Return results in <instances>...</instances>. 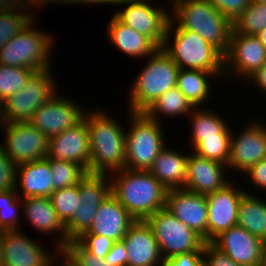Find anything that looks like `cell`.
<instances>
[{
	"label": "cell",
	"mask_w": 266,
	"mask_h": 266,
	"mask_svg": "<svg viewBox=\"0 0 266 266\" xmlns=\"http://www.w3.org/2000/svg\"><path fill=\"white\" fill-rule=\"evenodd\" d=\"M107 114L102 109H93L83 115L91 150L88 173L109 175L126 165V131L116 118Z\"/></svg>",
	"instance_id": "6da1fadb"
},
{
	"label": "cell",
	"mask_w": 266,
	"mask_h": 266,
	"mask_svg": "<svg viewBox=\"0 0 266 266\" xmlns=\"http://www.w3.org/2000/svg\"><path fill=\"white\" fill-rule=\"evenodd\" d=\"M112 174L111 194L135 220L145 221L166 206L167 189L149 171L124 168Z\"/></svg>",
	"instance_id": "7a4b0ae2"
},
{
	"label": "cell",
	"mask_w": 266,
	"mask_h": 266,
	"mask_svg": "<svg viewBox=\"0 0 266 266\" xmlns=\"http://www.w3.org/2000/svg\"><path fill=\"white\" fill-rule=\"evenodd\" d=\"M171 4L172 19L181 28L198 33L223 55L227 53L232 22L208 0H171Z\"/></svg>",
	"instance_id": "3957f363"
},
{
	"label": "cell",
	"mask_w": 266,
	"mask_h": 266,
	"mask_svg": "<svg viewBox=\"0 0 266 266\" xmlns=\"http://www.w3.org/2000/svg\"><path fill=\"white\" fill-rule=\"evenodd\" d=\"M172 33H174L173 36ZM170 36L173 37V41ZM162 49L179 69L224 72V55L198 33L181 28L172 19V16L166 30Z\"/></svg>",
	"instance_id": "277c9868"
},
{
	"label": "cell",
	"mask_w": 266,
	"mask_h": 266,
	"mask_svg": "<svg viewBox=\"0 0 266 266\" xmlns=\"http://www.w3.org/2000/svg\"><path fill=\"white\" fill-rule=\"evenodd\" d=\"M148 58L130 87L128 107L131 112H144L163 93L176 86L179 67L170 56L158 48Z\"/></svg>",
	"instance_id": "5b68a950"
},
{
	"label": "cell",
	"mask_w": 266,
	"mask_h": 266,
	"mask_svg": "<svg viewBox=\"0 0 266 266\" xmlns=\"http://www.w3.org/2000/svg\"><path fill=\"white\" fill-rule=\"evenodd\" d=\"M129 113L126 131V169L149 171L159 152L166 146L160 122L149 118L144 112Z\"/></svg>",
	"instance_id": "8992f818"
},
{
	"label": "cell",
	"mask_w": 266,
	"mask_h": 266,
	"mask_svg": "<svg viewBox=\"0 0 266 266\" xmlns=\"http://www.w3.org/2000/svg\"><path fill=\"white\" fill-rule=\"evenodd\" d=\"M32 19L25 28L0 48V64L34 72L51 68L53 36L35 28ZM50 60V61H49Z\"/></svg>",
	"instance_id": "52a82bcc"
},
{
	"label": "cell",
	"mask_w": 266,
	"mask_h": 266,
	"mask_svg": "<svg viewBox=\"0 0 266 266\" xmlns=\"http://www.w3.org/2000/svg\"><path fill=\"white\" fill-rule=\"evenodd\" d=\"M152 229L162 258L191 251H203L204 240L166 207L145 220Z\"/></svg>",
	"instance_id": "ba28073f"
},
{
	"label": "cell",
	"mask_w": 266,
	"mask_h": 266,
	"mask_svg": "<svg viewBox=\"0 0 266 266\" xmlns=\"http://www.w3.org/2000/svg\"><path fill=\"white\" fill-rule=\"evenodd\" d=\"M52 73L51 68L34 72L22 89L4 101L7 122L29 121L57 93Z\"/></svg>",
	"instance_id": "9c48e42d"
},
{
	"label": "cell",
	"mask_w": 266,
	"mask_h": 266,
	"mask_svg": "<svg viewBox=\"0 0 266 266\" xmlns=\"http://www.w3.org/2000/svg\"><path fill=\"white\" fill-rule=\"evenodd\" d=\"M119 4L124 7L126 5V8L117 10L114 15L122 23L149 37L162 48L171 18L170 12L161 6L154 7L151 0H122Z\"/></svg>",
	"instance_id": "30bf717a"
},
{
	"label": "cell",
	"mask_w": 266,
	"mask_h": 266,
	"mask_svg": "<svg viewBox=\"0 0 266 266\" xmlns=\"http://www.w3.org/2000/svg\"><path fill=\"white\" fill-rule=\"evenodd\" d=\"M0 147L16 165L45 159L49 138L27 122H8Z\"/></svg>",
	"instance_id": "8fae6325"
},
{
	"label": "cell",
	"mask_w": 266,
	"mask_h": 266,
	"mask_svg": "<svg viewBox=\"0 0 266 266\" xmlns=\"http://www.w3.org/2000/svg\"><path fill=\"white\" fill-rule=\"evenodd\" d=\"M266 63V49L257 35H247L232 30L229 49L224 55V75L251 77Z\"/></svg>",
	"instance_id": "7c38bea8"
},
{
	"label": "cell",
	"mask_w": 266,
	"mask_h": 266,
	"mask_svg": "<svg viewBox=\"0 0 266 266\" xmlns=\"http://www.w3.org/2000/svg\"><path fill=\"white\" fill-rule=\"evenodd\" d=\"M1 252L2 266H51L61 257L58 249L52 255L21 229L3 231Z\"/></svg>",
	"instance_id": "4fadbf2b"
},
{
	"label": "cell",
	"mask_w": 266,
	"mask_h": 266,
	"mask_svg": "<svg viewBox=\"0 0 266 266\" xmlns=\"http://www.w3.org/2000/svg\"><path fill=\"white\" fill-rule=\"evenodd\" d=\"M56 93L47 103L40 106L29 122L49 139L66 129L74 127L83 119L85 110L73 99L58 97Z\"/></svg>",
	"instance_id": "5bb4252c"
},
{
	"label": "cell",
	"mask_w": 266,
	"mask_h": 266,
	"mask_svg": "<svg viewBox=\"0 0 266 266\" xmlns=\"http://www.w3.org/2000/svg\"><path fill=\"white\" fill-rule=\"evenodd\" d=\"M230 181L224 188L205 196L208 204V243L222 232L237 225L238 207L246 192Z\"/></svg>",
	"instance_id": "9a60e30c"
},
{
	"label": "cell",
	"mask_w": 266,
	"mask_h": 266,
	"mask_svg": "<svg viewBox=\"0 0 266 266\" xmlns=\"http://www.w3.org/2000/svg\"><path fill=\"white\" fill-rule=\"evenodd\" d=\"M250 124L240 134L230 138L228 169L246 172L252 165L266 158V125L259 122Z\"/></svg>",
	"instance_id": "2e32d148"
},
{
	"label": "cell",
	"mask_w": 266,
	"mask_h": 266,
	"mask_svg": "<svg viewBox=\"0 0 266 266\" xmlns=\"http://www.w3.org/2000/svg\"><path fill=\"white\" fill-rule=\"evenodd\" d=\"M165 207L208 243V204L205 195L185 189H171L167 191Z\"/></svg>",
	"instance_id": "e0dca14e"
},
{
	"label": "cell",
	"mask_w": 266,
	"mask_h": 266,
	"mask_svg": "<svg viewBox=\"0 0 266 266\" xmlns=\"http://www.w3.org/2000/svg\"><path fill=\"white\" fill-rule=\"evenodd\" d=\"M242 266H261L264 241L239 225L232 226L210 242Z\"/></svg>",
	"instance_id": "ac0fdd59"
},
{
	"label": "cell",
	"mask_w": 266,
	"mask_h": 266,
	"mask_svg": "<svg viewBox=\"0 0 266 266\" xmlns=\"http://www.w3.org/2000/svg\"><path fill=\"white\" fill-rule=\"evenodd\" d=\"M90 156L89 132L84 119L49 139L46 159L71 161L88 171Z\"/></svg>",
	"instance_id": "d6986e66"
},
{
	"label": "cell",
	"mask_w": 266,
	"mask_h": 266,
	"mask_svg": "<svg viewBox=\"0 0 266 266\" xmlns=\"http://www.w3.org/2000/svg\"><path fill=\"white\" fill-rule=\"evenodd\" d=\"M226 169L227 165L198 156L192 151L188 154L184 189L205 196L220 190L230 183L224 174Z\"/></svg>",
	"instance_id": "ffe728a7"
},
{
	"label": "cell",
	"mask_w": 266,
	"mask_h": 266,
	"mask_svg": "<svg viewBox=\"0 0 266 266\" xmlns=\"http://www.w3.org/2000/svg\"><path fill=\"white\" fill-rule=\"evenodd\" d=\"M127 252V266H162L157 240L146 221L136 220L122 239Z\"/></svg>",
	"instance_id": "44dd1931"
},
{
	"label": "cell",
	"mask_w": 266,
	"mask_h": 266,
	"mask_svg": "<svg viewBox=\"0 0 266 266\" xmlns=\"http://www.w3.org/2000/svg\"><path fill=\"white\" fill-rule=\"evenodd\" d=\"M22 208L25 220L30 223L39 233L59 234L56 249L61 251L70 241L67 238L66 228L59 219L50 197H27L22 200Z\"/></svg>",
	"instance_id": "7402d4cb"
},
{
	"label": "cell",
	"mask_w": 266,
	"mask_h": 266,
	"mask_svg": "<svg viewBox=\"0 0 266 266\" xmlns=\"http://www.w3.org/2000/svg\"><path fill=\"white\" fill-rule=\"evenodd\" d=\"M135 221L119 201L110 194L101 203L91 227L86 232L105 236L115 242L121 241Z\"/></svg>",
	"instance_id": "603a6c76"
},
{
	"label": "cell",
	"mask_w": 266,
	"mask_h": 266,
	"mask_svg": "<svg viewBox=\"0 0 266 266\" xmlns=\"http://www.w3.org/2000/svg\"><path fill=\"white\" fill-rule=\"evenodd\" d=\"M188 154L165 146L153 162L149 172L168 190L184 189Z\"/></svg>",
	"instance_id": "cb8c5ba5"
},
{
	"label": "cell",
	"mask_w": 266,
	"mask_h": 266,
	"mask_svg": "<svg viewBox=\"0 0 266 266\" xmlns=\"http://www.w3.org/2000/svg\"><path fill=\"white\" fill-rule=\"evenodd\" d=\"M19 178V179H18ZM15 190L23 198L50 197L52 193V177L49 167V159H40L33 162L17 165Z\"/></svg>",
	"instance_id": "d4e9b609"
},
{
	"label": "cell",
	"mask_w": 266,
	"mask_h": 266,
	"mask_svg": "<svg viewBox=\"0 0 266 266\" xmlns=\"http://www.w3.org/2000/svg\"><path fill=\"white\" fill-rule=\"evenodd\" d=\"M106 31L110 42L129 57L147 58L159 48L149 37L122 23L115 15L112 16Z\"/></svg>",
	"instance_id": "484cf974"
},
{
	"label": "cell",
	"mask_w": 266,
	"mask_h": 266,
	"mask_svg": "<svg viewBox=\"0 0 266 266\" xmlns=\"http://www.w3.org/2000/svg\"><path fill=\"white\" fill-rule=\"evenodd\" d=\"M226 77L224 72H206L198 69H179L176 87L195 108L202 107L211 93V76Z\"/></svg>",
	"instance_id": "4316f807"
},
{
	"label": "cell",
	"mask_w": 266,
	"mask_h": 266,
	"mask_svg": "<svg viewBox=\"0 0 266 266\" xmlns=\"http://www.w3.org/2000/svg\"><path fill=\"white\" fill-rule=\"evenodd\" d=\"M191 118V147L194 149L202 140L211 137H231L229 129L223 117L213 110L195 108L189 115Z\"/></svg>",
	"instance_id": "83f0119b"
},
{
	"label": "cell",
	"mask_w": 266,
	"mask_h": 266,
	"mask_svg": "<svg viewBox=\"0 0 266 266\" xmlns=\"http://www.w3.org/2000/svg\"><path fill=\"white\" fill-rule=\"evenodd\" d=\"M237 225L266 241V201L245 192L238 207Z\"/></svg>",
	"instance_id": "f1b7e54d"
},
{
	"label": "cell",
	"mask_w": 266,
	"mask_h": 266,
	"mask_svg": "<svg viewBox=\"0 0 266 266\" xmlns=\"http://www.w3.org/2000/svg\"><path fill=\"white\" fill-rule=\"evenodd\" d=\"M195 109L192 103L175 86L163 93L154 103H152L144 113L151 119L162 123L159 117L161 114L168 117L179 115H190Z\"/></svg>",
	"instance_id": "f546056e"
},
{
	"label": "cell",
	"mask_w": 266,
	"mask_h": 266,
	"mask_svg": "<svg viewBox=\"0 0 266 266\" xmlns=\"http://www.w3.org/2000/svg\"><path fill=\"white\" fill-rule=\"evenodd\" d=\"M52 177V192L77 185L87 174L78 163L49 159Z\"/></svg>",
	"instance_id": "4dcf8cb0"
},
{
	"label": "cell",
	"mask_w": 266,
	"mask_h": 266,
	"mask_svg": "<svg viewBox=\"0 0 266 266\" xmlns=\"http://www.w3.org/2000/svg\"><path fill=\"white\" fill-rule=\"evenodd\" d=\"M232 25L235 32L257 35L266 27V4L252 1Z\"/></svg>",
	"instance_id": "1f68e13d"
},
{
	"label": "cell",
	"mask_w": 266,
	"mask_h": 266,
	"mask_svg": "<svg viewBox=\"0 0 266 266\" xmlns=\"http://www.w3.org/2000/svg\"><path fill=\"white\" fill-rule=\"evenodd\" d=\"M107 174L88 173L78 183L81 203L84 201H104L111 194L110 176Z\"/></svg>",
	"instance_id": "d6a6232c"
},
{
	"label": "cell",
	"mask_w": 266,
	"mask_h": 266,
	"mask_svg": "<svg viewBox=\"0 0 266 266\" xmlns=\"http://www.w3.org/2000/svg\"><path fill=\"white\" fill-rule=\"evenodd\" d=\"M102 202L103 201H84V203L79 204L77 209H74L72 218L65 224L67 238L70 241L75 240L91 227L93 219Z\"/></svg>",
	"instance_id": "836d02e7"
},
{
	"label": "cell",
	"mask_w": 266,
	"mask_h": 266,
	"mask_svg": "<svg viewBox=\"0 0 266 266\" xmlns=\"http://www.w3.org/2000/svg\"><path fill=\"white\" fill-rule=\"evenodd\" d=\"M19 10H6L0 13V48L16 34H19L35 18L34 14L32 15L31 12L27 11L29 9Z\"/></svg>",
	"instance_id": "e575fe53"
},
{
	"label": "cell",
	"mask_w": 266,
	"mask_h": 266,
	"mask_svg": "<svg viewBox=\"0 0 266 266\" xmlns=\"http://www.w3.org/2000/svg\"><path fill=\"white\" fill-rule=\"evenodd\" d=\"M15 189L0 191V229L1 230H20V212L21 206L19 195ZM20 202V203H19Z\"/></svg>",
	"instance_id": "d590c367"
},
{
	"label": "cell",
	"mask_w": 266,
	"mask_h": 266,
	"mask_svg": "<svg viewBox=\"0 0 266 266\" xmlns=\"http://www.w3.org/2000/svg\"><path fill=\"white\" fill-rule=\"evenodd\" d=\"M33 73V70L27 68L0 64V98L5 101L22 89Z\"/></svg>",
	"instance_id": "8d00e7d4"
},
{
	"label": "cell",
	"mask_w": 266,
	"mask_h": 266,
	"mask_svg": "<svg viewBox=\"0 0 266 266\" xmlns=\"http://www.w3.org/2000/svg\"><path fill=\"white\" fill-rule=\"evenodd\" d=\"M50 199L59 219L64 225L72 218L74 209H77L79 204H82L78 194V184L53 191Z\"/></svg>",
	"instance_id": "74e56055"
},
{
	"label": "cell",
	"mask_w": 266,
	"mask_h": 266,
	"mask_svg": "<svg viewBox=\"0 0 266 266\" xmlns=\"http://www.w3.org/2000/svg\"><path fill=\"white\" fill-rule=\"evenodd\" d=\"M231 137H211L202 140L194 149L198 156L227 165L230 156Z\"/></svg>",
	"instance_id": "f35d334b"
},
{
	"label": "cell",
	"mask_w": 266,
	"mask_h": 266,
	"mask_svg": "<svg viewBox=\"0 0 266 266\" xmlns=\"http://www.w3.org/2000/svg\"><path fill=\"white\" fill-rule=\"evenodd\" d=\"M60 254L71 266H113L105 258L86 251L76 240L69 241Z\"/></svg>",
	"instance_id": "ab89813d"
},
{
	"label": "cell",
	"mask_w": 266,
	"mask_h": 266,
	"mask_svg": "<svg viewBox=\"0 0 266 266\" xmlns=\"http://www.w3.org/2000/svg\"><path fill=\"white\" fill-rule=\"evenodd\" d=\"M86 251L97 255L100 258L105 256L111 250L114 240L102 235L90 234L88 232L82 233L75 239Z\"/></svg>",
	"instance_id": "60d3db41"
},
{
	"label": "cell",
	"mask_w": 266,
	"mask_h": 266,
	"mask_svg": "<svg viewBox=\"0 0 266 266\" xmlns=\"http://www.w3.org/2000/svg\"><path fill=\"white\" fill-rule=\"evenodd\" d=\"M17 165L0 147V191L16 188Z\"/></svg>",
	"instance_id": "b9f144b4"
},
{
	"label": "cell",
	"mask_w": 266,
	"mask_h": 266,
	"mask_svg": "<svg viewBox=\"0 0 266 266\" xmlns=\"http://www.w3.org/2000/svg\"><path fill=\"white\" fill-rule=\"evenodd\" d=\"M232 23L250 5L252 0H208Z\"/></svg>",
	"instance_id": "7bdbcfd3"
},
{
	"label": "cell",
	"mask_w": 266,
	"mask_h": 266,
	"mask_svg": "<svg viewBox=\"0 0 266 266\" xmlns=\"http://www.w3.org/2000/svg\"><path fill=\"white\" fill-rule=\"evenodd\" d=\"M203 260L205 266H242L211 243H204L203 245Z\"/></svg>",
	"instance_id": "ee69618b"
},
{
	"label": "cell",
	"mask_w": 266,
	"mask_h": 266,
	"mask_svg": "<svg viewBox=\"0 0 266 266\" xmlns=\"http://www.w3.org/2000/svg\"><path fill=\"white\" fill-rule=\"evenodd\" d=\"M162 266H205L203 251H191L163 258Z\"/></svg>",
	"instance_id": "f6af8a7d"
},
{
	"label": "cell",
	"mask_w": 266,
	"mask_h": 266,
	"mask_svg": "<svg viewBox=\"0 0 266 266\" xmlns=\"http://www.w3.org/2000/svg\"><path fill=\"white\" fill-rule=\"evenodd\" d=\"M245 173L251 184L266 191V158L252 165Z\"/></svg>",
	"instance_id": "bcb514c9"
},
{
	"label": "cell",
	"mask_w": 266,
	"mask_h": 266,
	"mask_svg": "<svg viewBox=\"0 0 266 266\" xmlns=\"http://www.w3.org/2000/svg\"><path fill=\"white\" fill-rule=\"evenodd\" d=\"M105 261H109L113 266H127V252L124 242H114L111 250L105 256Z\"/></svg>",
	"instance_id": "7dc6e473"
},
{
	"label": "cell",
	"mask_w": 266,
	"mask_h": 266,
	"mask_svg": "<svg viewBox=\"0 0 266 266\" xmlns=\"http://www.w3.org/2000/svg\"><path fill=\"white\" fill-rule=\"evenodd\" d=\"M249 80H251L250 82H252V84L258 86L261 92L263 90L266 93V63L249 77L247 81L249 82Z\"/></svg>",
	"instance_id": "c3c4849f"
},
{
	"label": "cell",
	"mask_w": 266,
	"mask_h": 266,
	"mask_svg": "<svg viewBox=\"0 0 266 266\" xmlns=\"http://www.w3.org/2000/svg\"><path fill=\"white\" fill-rule=\"evenodd\" d=\"M13 9H28L27 0H0V13Z\"/></svg>",
	"instance_id": "681fc988"
},
{
	"label": "cell",
	"mask_w": 266,
	"mask_h": 266,
	"mask_svg": "<svg viewBox=\"0 0 266 266\" xmlns=\"http://www.w3.org/2000/svg\"><path fill=\"white\" fill-rule=\"evenodd\" d=\"M46 3V4H45ZM52 3L51 5H53V3L56 4H71V0H27V8L30 9V7L36 9L37 7L40 8V6L42 5H48ZM37 7H36V6Z\"/></svg>",
	"instance_id": "f907efd6"
},
{
	"label": "cell",
	"mask_w": 266,
	"mask_h": 266,
	"mask_svg": "<svg viewBox=\"0 0 266 266\" xmlns=\"http://www.w3.org/2000/svg\"><path fill=\"white\" fill-rule=\"evenodd\" d=\"M122 0H71V4H112V5H118Z\"/></svg>",
	"instance_id": "816d5d0a"
},
{
	"label": "cell",
	"mask_w": 266,
	"mask_h": 266,
	"mask_svg": "<svg viewBox=\"0 0 266 266\" xmlns=\"http://www.w3.org/2000/svg\"><path fill=\"white\" fill-rule=\"evenodd\" d=\"M7 119L5 117V102L2 98H0V124L1 128L5 127L7 124Z\"/></svg>",
	"instance_id": "f5cc1de1"
},
{
	"label": "cell",
	"mask_w": 266,
	"mask_h": 266,
	"mask_svg": "<svg viewBox=\"0 0 266 266\" xmlns=\"http://www.w3.org/2000/svg\"><path fill=\"white\" fill-rule=\"evenodd\" d=\"M257 36L260 38L262 45H263L264 48L266 49V27H265L263 30H261V31L257 34Z\"/></svg>",
	"instance_id": "db71d44e"
},
{
	"label": "cell",
	"mask_w": 266,
	"mask_h": 266,
	"mask_svg": "<svg viewBox=\"0 0 266 266\" xmlns=\"http://www.w3.org/2000/svg\"><path fill=\"white\" fill-rule=\"evenodd\" d=\"M261 266H266V241L264 242L262 264Z\"/></svg>",
	"instance_id": "11a10c76"
},
{
	"label": "cell",
	"mask_w": 266,
	"mask_h": 266,
	"mask_svg": "<svg viewBox=\"0 0 266 266\" xmlns=\"http://www.w3.org/2000/svg\"><path fill=\"white\" fill-rule=\"evenodd\" d=\"M4 230L0 229V266H2V252H1V242H2V234Z\"/></svg>",
	"instance_id": "9f6ffc18"
},
{
	"label": "cell",
	"mask_w": 266,
	"mask_h": 266,
	"mask_svg": "<svg viewBox=\"0 0 266 266\" xmlns=\"http://www.w3.org/2000/svg\"><path fill=\"white\" fill-rule=\"evenodd\" d=\"M62 261V264L60 266H71V264H69L64 258L60 259ZM57 260H55V263L53 262V264L51 266H54L56 263ZM64 262V263H63ZM58 266V265H57Z\"/></svg>",
	"instance_id": "6f0895ef"
},
{
	"label": "cell",
	"mask_w": 266,
	"mask_h": 266,
	"mask_svg": "<svg viewBox=\"0 0 266 266\" xmlns=\"http://www.w3.org/2000/svg\"><path fill=\"white\" fill-rule=\"evenodd\" d=\"M252 1L257 2V3L266 4V0H252Z\"/></svg>",
	"instance_id": "680465c9"
}]
</instances>
